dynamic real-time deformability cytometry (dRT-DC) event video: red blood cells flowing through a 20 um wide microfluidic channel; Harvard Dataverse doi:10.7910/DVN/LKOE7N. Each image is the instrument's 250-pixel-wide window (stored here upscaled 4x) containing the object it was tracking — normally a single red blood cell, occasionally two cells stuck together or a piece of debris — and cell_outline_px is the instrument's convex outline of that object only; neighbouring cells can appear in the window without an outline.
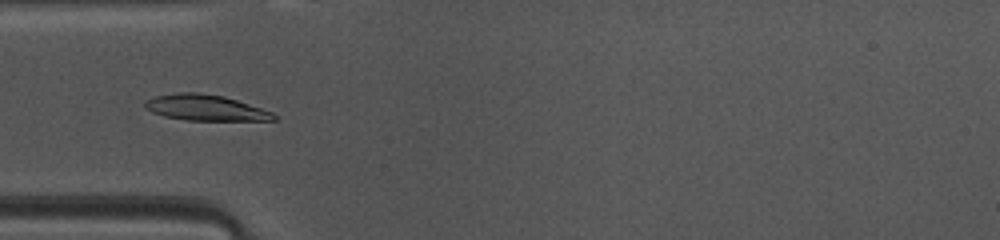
{"species": "common noctule bat (a hibernating species)", "species_latin": "Nyctalus noctula", "temperature_condition": "warm", "stored_images_in_passage": 35, "camera_frame_rate_fps": 3000, "um_per_image_px": 0.085, "animal": {"sex": "female", "body_mass_g": 10.0, "forearm_length_mm": 53.1}, "frame": {"image": 1, "passage_image": 1, "time_ms": 0.0, "image_size_px": [1000, 240], "cell_outline_px": [[276, 120], [184, 120], [164, 116], [152, 112], [144, 108], [144, 100], [156, 96], [180, 92], [196, 92], [224, 96], [272, 112], [276, 116]], "centroid_in_image_um": [17.41, 9.15], "position_along_channel_um": 67.6, "area_um2": 19.25}}
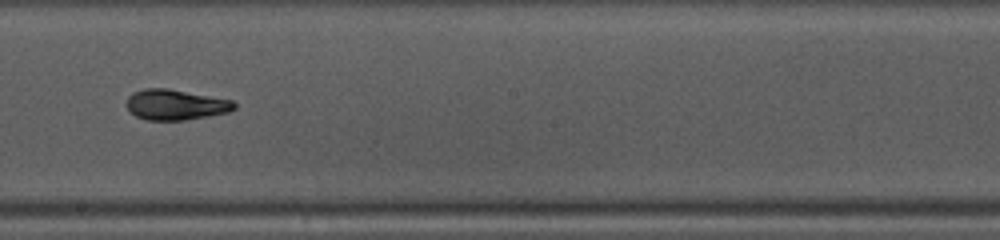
{"frame": {"image": 2, "passage_image": 13, "time_ms": 4.0, "image_size_px": [1000, 240], "cell_outline_px": [[236, 108], [228, 112], [208, 116], [184, 120], [148, 120], [136, 116], [124, 104], [128, 96], [132, 92], [144, 88], [168, 88], [232, 100], [236, 104]], "centroid_in_image_um": [14.89, 8.89], "position_along_channel_um": 233.3, "area_um2": 19.19}}
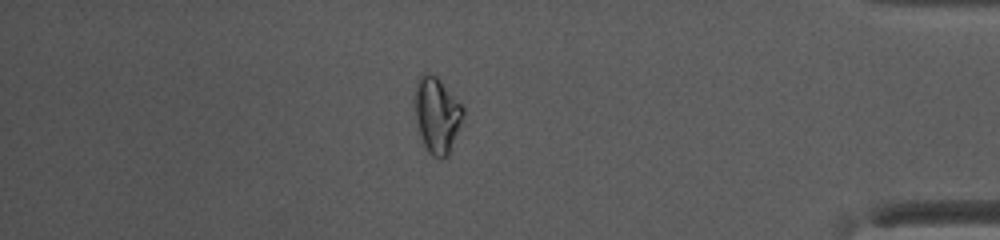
{"frame": {"image": 3, "passage_image": 28, "time_ms": 9.0, "image_size_px": [1000, 240], "cell_outline_px": [[464, 112], [460, 124], [448, 156], [432, 156], [428, 152], [424, 144], [416, 120], [412, 100], [416, 80], [424, 72], [428, 72], [436, 76], [440, 80], [464, 108]], "centroid_in_image_um": [37.09, 9.71], "position_along_channel_um": 398.1, "area_um2": 21.21}}